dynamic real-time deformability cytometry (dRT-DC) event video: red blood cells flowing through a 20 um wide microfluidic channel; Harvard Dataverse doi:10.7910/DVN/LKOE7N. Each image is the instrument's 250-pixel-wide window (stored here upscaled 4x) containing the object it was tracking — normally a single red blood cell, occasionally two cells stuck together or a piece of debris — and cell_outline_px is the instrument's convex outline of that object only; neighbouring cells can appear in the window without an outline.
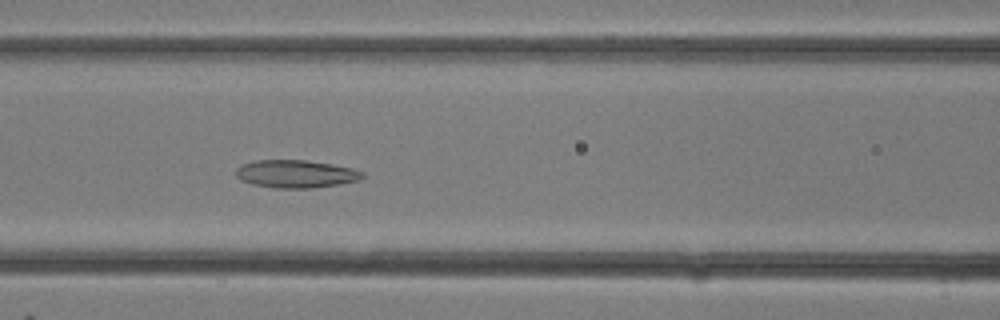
{"species": "common noctule bat (a hibernating species)", "species_latin": "Nyctalus noctula", "temperature_condition": "room temperature", "stored_images_in_passage": 31, "camera_frame_rate_fps": 3000, "um_per_image_px": 0.085, "animal": {"sex": "female"}, "frame": {"image": 1, "passage_image": 14, "time_ms": 4.333, "image_size_px": [1000, 320], "cell_outline_px": [[364, 176], [360, 180], [340, 184], [308, 188], [276, 188], [252, 184], [240, 180], [236, 176], [236, 168], [240, 164], [256, 160], [308, 160], [332, 164], [352, 168], [364, 172]], "centroid_in_image_um": [25.14, 14.77], "position_along_channel_um": 141.5, "area_um2": 20.63}}
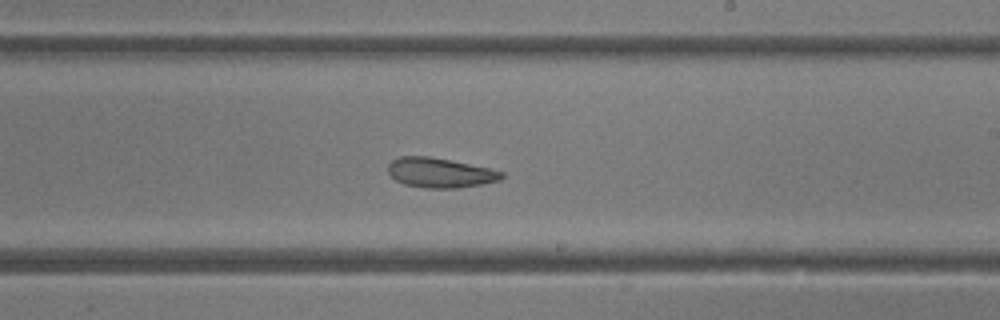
{"frame": {"image": 2, "passage_image": 19, "time_ms": 6.0, "image_size_px": [1000, 320], "cell_outline_px": [[504, 176], [500, 180], [484, 184], [456, 188], [424, 188], [404, 184], [396, 180], [388, 172], [388, 164], [392, 160], [400, 156], [428, 156], [488, 168], [504, 172]], "centroid_in_image_um": [37.39, 14.69], "position_along_channel_um": 251.6, "area_um2": 19.59}}
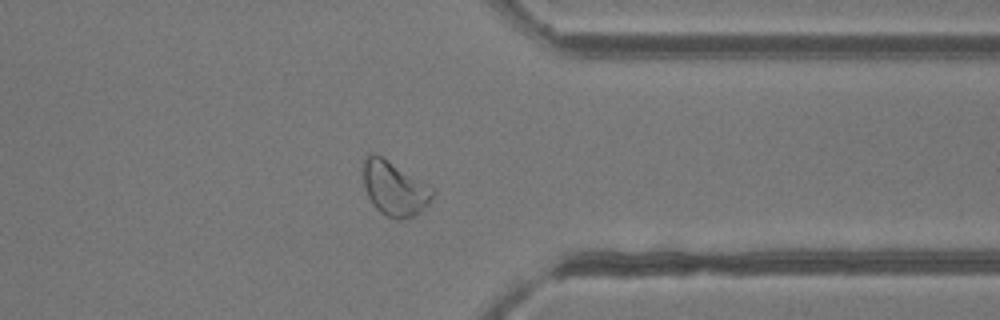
{"frame": {"image": 3, "passage_image": 25, "time_ms": 8.0, "image_size_px": [1000, 320], "cell_outline_px": [[436, 192], [428, 204], [420, 212], [412, 216], [400, 220], [396, 220], [380, 212], [372, 204], [364, 188], [364, 160], [368, 152], [372, 152], [388, 160], [436, 188]], "centroid_in_image_um": [33.56, 16.02], "position_along_channel_um": 377.8, "area_um2": 22.14}}